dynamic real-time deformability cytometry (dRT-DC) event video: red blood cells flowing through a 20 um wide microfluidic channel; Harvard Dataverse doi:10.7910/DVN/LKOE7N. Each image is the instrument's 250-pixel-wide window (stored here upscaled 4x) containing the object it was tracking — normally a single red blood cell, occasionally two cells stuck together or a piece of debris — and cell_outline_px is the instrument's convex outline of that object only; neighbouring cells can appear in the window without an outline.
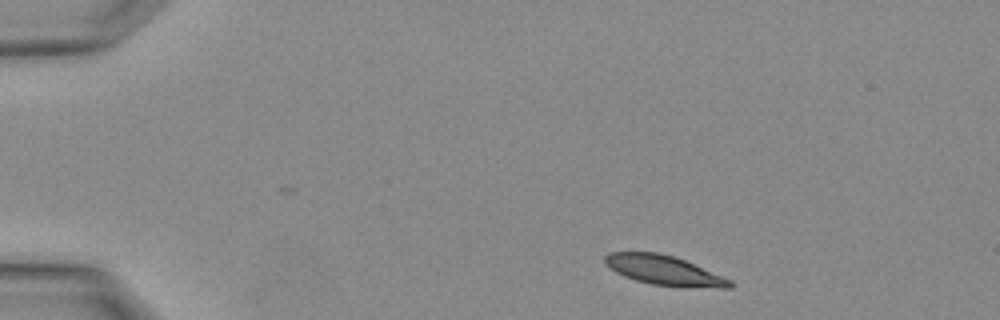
{"species": "Egyptian fruit bat (a non-hibernating species)", "species_latin": "Rousettus aegyptiacus", "temperature_condition": "warm", "stored_images_in_passage": 3, "segment_of_instrument_passage": [1, 2], "camera_frame_rate_fps": 3000, "um_per_image_px": 0.085, "animal": {"sex": "female"}, "frame": {"image": 1, "passage_image": 1, "time_ms": 0.0, "image_size_px": [1000, 320], "cell_outline_px": [[732, 288], [720, 288], [652, 284], [636, 280], [624, 276], [616, 272], [604, 260], [604, 256], [608, 252], [660, 252], [684, 260], [732, 280]], "centroid_in_image_um": [56.44, 22.96], "position_along_channel_um": 28.6, "area_um2": 21.04}}